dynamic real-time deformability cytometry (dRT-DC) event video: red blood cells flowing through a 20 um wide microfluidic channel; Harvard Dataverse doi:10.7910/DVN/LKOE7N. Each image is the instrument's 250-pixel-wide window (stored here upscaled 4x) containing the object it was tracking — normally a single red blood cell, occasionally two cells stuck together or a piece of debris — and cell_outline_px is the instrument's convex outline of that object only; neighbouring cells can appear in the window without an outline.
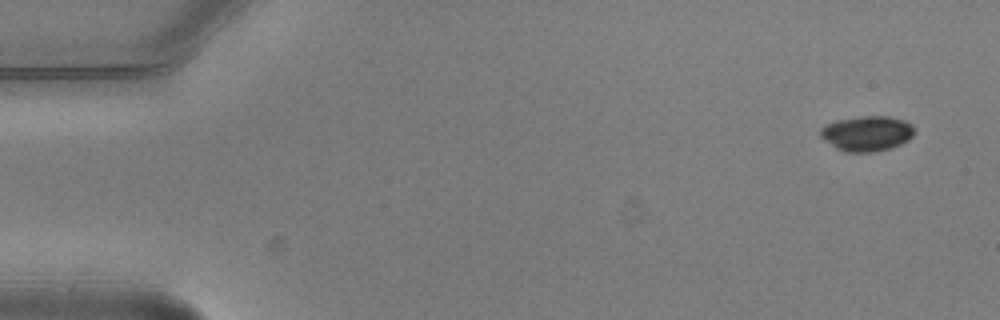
{"species": "common noctule bat (a hibernating species)", "species_latin": "Nyctalus noctula", "temperature_condition": "warm", "stored_images_in_passage": 5, "camera_frame_rate_fps": 3000, "um_per_image_px": 0.085, "animal": {"sex": "male", "body_mass_g": 20.5, "forearm_length_mm": 52.5}, "frame": {"image": 1, "passage_image": 1, "time_ms": 0.0, "image_size_px": [1000, 320], "cell_outline_px": [[912, 136], [908, 140], [892, 148], [872, 152], [844, 152], [836, 148], [824, 140], [820, 136], [820, 128], [824, 124], [836, 120], [864, 116], [888, 116], [904, 120], [912, 124]], "centroid_in_image_um": [73.65, 11.34], "position_along_channel_um": 11.4, "area_um2": 19.31}}
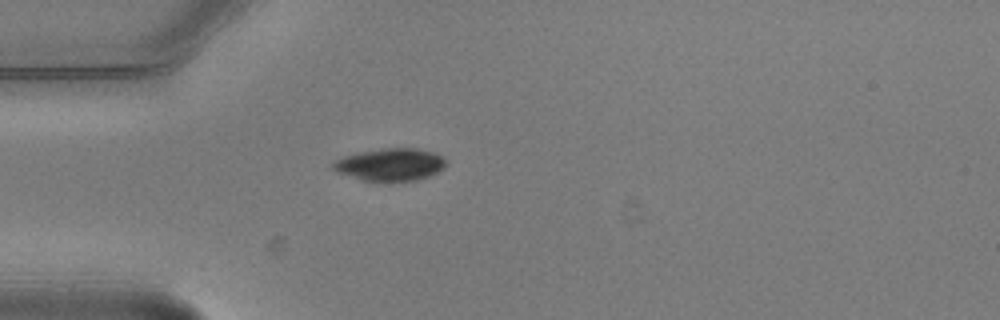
{"frame": {"image": 2, "passage_image": 5, "time_ms": 1.333, "image_size_px": [1000, 320], "cell_outline_px": [[448, 164], [444, 168], [428, 176], [416, 180], [360, 180], [336, 172], [332, 168], [332, 164], [336, 160], [344, 156], [356, 152], [384, 148], [416, 148], [432, 152], [444, 156]], "centroid_in_image_um": [33.17, 13.97], "position_along_channel_um": 51.8, "area_um2": 21.33}}